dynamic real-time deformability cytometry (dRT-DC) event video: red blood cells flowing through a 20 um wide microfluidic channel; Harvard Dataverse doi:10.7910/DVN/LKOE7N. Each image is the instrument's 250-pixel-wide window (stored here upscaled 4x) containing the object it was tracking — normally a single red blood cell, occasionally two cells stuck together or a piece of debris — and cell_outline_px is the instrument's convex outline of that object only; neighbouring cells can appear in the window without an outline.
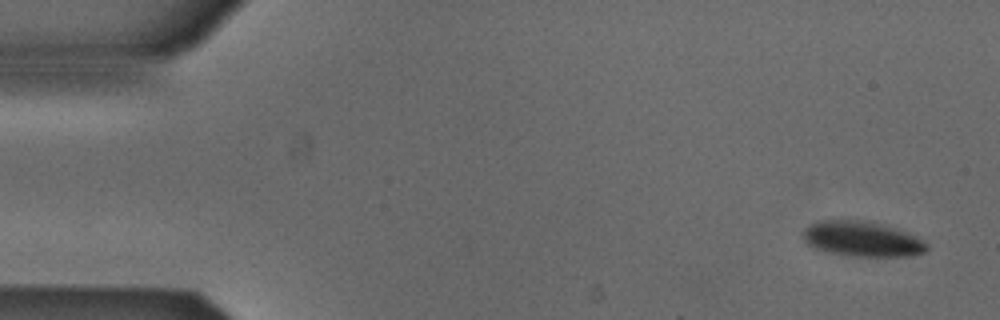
{"species": "Egyptian fruit bat (a non-hibernating species)", "species_latin": "Rousettus aegyptiacus", "temperature_condition": "cold", "stored_images_in_passage": 6, "camera_frame_rate_fps": 3000, "um_per_image_px": 0.085, "animal": {"sex": "male"}, "frame": {"image": 1, "passage_image": 1, "time_ms": 0.0, "image_size_px": [1000, 320], "cell_outline_px": [[928, 248], [924, 252], [912, 256], [852, 256], [828, 252], [812, 248], [804, 240], [804, 228], [820, 220], [864, 220], [896, 228], [916, 236], [928, 244]], "centroid_in_image_um": [73.28, 20.32], "position_along_channel_um": 11.7, "area_um2": 25.32}}
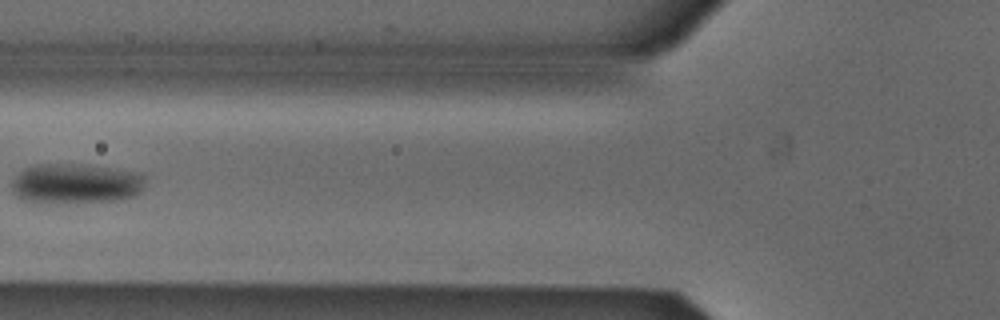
{"frame": {"image": 2, "passage_image": 5, "time_ms": 1.333, "image_size_px": [1000, 320], "cell_outline_px": [[144, 188], [136, 196], [124, 200], [20, 200], [12, 192], [12, 180], [24, 168], [36, 164], [76, 164], [108, 168], [136, 172], [144, 176]], "centroid_in_image_um": [6.45, 15.57], "position_along_channel_um": 119.3, "area_um2": 30.17}}